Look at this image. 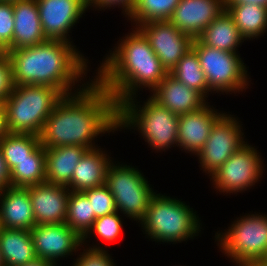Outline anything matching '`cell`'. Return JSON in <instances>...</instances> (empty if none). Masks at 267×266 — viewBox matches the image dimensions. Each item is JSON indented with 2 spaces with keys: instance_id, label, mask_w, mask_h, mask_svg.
Listing matches in <instances>:
<instances>
[{
  "instance_id": "cell-1",
  "label": "cell",
  "mask_w": 267,
  "mask_h": 266,
  "mask_svg": "<svg viewBox=\"0 0 267 266\" xmlns=\"http://www.w3.org/2000/svg\"><path fill=\"white\" fill-rule=\"evenodd\" d=\"M117 126L114 97L93 78L58 102L46 119L40 141L44 148L75 145L89 150L100 147L95 144L98 136L118 131Z\"/></svg>"
},
{
  "instance_id": "cell-2",
  "label": "cell",
  "mask_w": 267,
  "mask_h": 266,
  "mask_svg": "<svg viewBox=\"0 0 267 266\" xmlns=\"http://www.w3.org/2000/svg\"><path fill=\"white\" fill-rule=\"evenodd\" d=\"M3 53L12 64L15 86L46 85L69 95L82 90L91 81L86 75L90 71L89 59L74 43L47 39L35 46L5 50ZM87 77L89 81L85 82Z\"/></svg>"
},
{
  "instance_id": "cell-3",
  "label": "cell",
  "mask_w": 267,
  "mask_h": 266,
  "mask_svg": "<svg viewBox=\"0 0 267 266\" xmlns=\"http://www.w3.org/2000/svg\"><path fill=\"white\" fill-rule=\"evenodd\" d=\"M131 29L104 56L93 76L113 95L117 106L143 89L151 92L168 74L144 34Z\"/></svg>"
},
{
  "instance_id": "cell-4",
  "label": "cell",
  "mask_w": 267,
  "mask_h": 266,
  "mask_svg": "<svg viewBox=\"0 0 267 266\" xmlns=\"http://www.w3.org/2000/svg\"><path fill=\"white\" fill-rule=\"evenodd\" d=\"M137 97L138 95L128 98L118 105V131H138L155 152L178 147L179 116L160 105L151 96L143 102ZM141 102L143 104H140Z\"/></svg>"
},
{
  "instance_id": "cell-5",
  "label": "cell",
  "mask_w": 267,
  "mask_h": 266,
  "mask_svg": "<svg viewBox=\"0 0 267 266\" xmlns=\"http://www.w3.org/2000/svg\"><path fill=\"white\" fill-rule=\"evenodd\" d=\"M193 210L186 202L156 191L139 226L146 238L155 242L182 243L199 236L203 229Z\"/></svg>"
},
{
  "instance_id": "cell-6",
  "label": "cell",
  "mask_w": 267,
  "mask_h": 266,
  "mask_svg": "<svg viewBox=\"0 0 267 266\" xmlns=\"http://www.w3.org/2000/svg\"><path fill=\"white\" fill-rule=\"evenodd\" d=\"M64 94L46 85L14 86L3 102L9 133L40 136L46 119Z\"/></svg>"
},
{
  "instance_id": "cell-7",
  "label": "cell",
  "mask_w": 267,
  "mask_h": 266,
  "mask_svg": "<svg viewBox=\"0 0 267 266\" xmlns=\"http://www.w3.org/2000/svg\"><path fill=\"white\" fill-rule=\"evenodd\" d=\"M214 237L216 246L236 266L266 264L267 215L255 212L236 217L227 230L217 231Z\"/></svg>"
},
{
  "instance_id": "cell-8",
  "label": "cell",
  "mask_w": 267,
  "mask_h": 266,
  "mask_svg": "<svg viewBox=\"0 0 267 266\" xmlns=\"http://www.w3.org/2000/svg\"><path fill=\"white\" fill-rule=\"evenodd\" d=\"M105 185L116 201L118 212L137 223L144 218L156 193L141 170L114 160L108 166Z\"/></svg>"
},
{
  "instance_id": "cell-9",
  "label": "cell",
  "mask_w": 267,
  "mask_h": 266,
  "mask_svg": "<svg viewBox=\"0 0 267 266\" xmlns=\"http://www.w3.org/2000/svg\"><path fill=\"white\" fill-rule=\"evenodd\" d=\"M191 48L197 53L208 88L213 93L240 94L249 88L251 79L239 53L205 46L197 38L193 39Z\"/></svg>"
},
{
  "instance_id": "cell-10",
  "label": "cell",
  "mask_w": 267,
  "mask_h": 266,
  "mask_svg": "<svg viewBox=\"0 0 267 266\" xmlns=\"http://www.w3.org/2000/svg\"><path fill=\"white\" fill-rule=\"evenodd\" d=\"M252 146L247 141L209 177L216 191L227 195L243 193L260 181L265 171L264 160Z\"/></svg>"
},
{
  "instance_id": "cell-11",
  "label": "cell",
  "mask_w": 267,
  "mask_h": 266,
  "mask_svg": "<svg viewBox=\"0 0 267 266\" xmlns=\"http://www.w3.org/2000/svg\"><path fill=\"white\" fill-rule=\"evenodd\" d=\"M236 115L224 113L212 126L207 142L196 154L202 173L209 177L247 141ZM238 118V119H237ZM239 120V121H238ZM246 141V142H245Z\"/></svg>"
},
{
  "instance_id": "cell-12",
  "label": "cell",
  "mask_w": 267,
  "mask_h": 266,
  "mask_svg": "<svg viewBox=\"0 0 267 266\" xmlns=\"http://www.w3.org/2000/svg\"><path fill=\"white\" fill-rule=\"evenodd\" d=\"M168 73L192 47L193 38L183 33L169 20L151 21L137 27Z\"/></svg>"
},
{
  "instance_id": "cell-13",
  "label": "cell",
  "mask_w": 267,
  "mask_h": 266,
  "mask_svg": "<svg viewBox=\"0 0 267 266\" xmlns=\"http://www.w3.org/2000/svg\"><path fill=\"white\" fill-rule=\"evenodd\" d=\"M47 39L73 43L68 33L90 9L87 0H36Z\"/></svg>"
},
{
  "instance_id": "cell-14",
  "label": "cell",
  "mask_w": 267,
  "mask_h": 266,
  "mask_svg": "<svg viewBox=\"0 0 267 266\" xmlns=\"http://www.w3.org/2000/svg\"><path fill=\"white\" fill-rule=\"evenodd\" d=\"M30 233L37 258L55 266H59L60 259L79 253L84 246L83 238L66 223L35 225Z\"/></svg>"
},
{
  "instance_id": "cell-15",
  "label": "cell",
  "mask_w": 267,
  "mask_h": 266,
  "mask_svg": "<svg viewBox=\"0 0 267 266\" xmlns=\"http://www.w3.org/2000/svg\"><path fill=\"white\" fill-rule=\"evenodd\" d=\"M36 225L66 223L70 190L47 181L28 186Z\"/></svg>"
},
{
  "instance_id": "cell-16",
  "label": "cell",
  "mask_w": 267,
  "mask_h": 266,
  "mask_svg": "<svg viewBox=\"0 0 267 266\" xmlns=\"http://www.w3.org/2000/svg\"><path fill=\"white\" fill-rule=\"evenodd\" d=\"M208 102L201 109L179 115L178 119V149L196 155L204 144L214 123L225 113L219 112Z\"/></svg>"
},
{
  "instance_id": "cell-17",
  "label": "cell",
  "mask_w": 267,
  "mask_h": 266,
  "mask_svg": "<svg viewBox=\"0 0 267 266\" xmlns=\"http://www.w3.org/2000/svg\"><path fill=\"white\" fill-rule=\"evenodd\" d=\"M225 9V0H180L169 21L194 39Z\"/></svg>"
},
{
  "instance_id": "cell-18",
  "label": "cell",
  "mask_w": 267,
  "mask_h": 266,
  "mask_svg": "<svg viewBox=\"0 0 267 266\" xmlns=\"http://www.w3.org/2000/svg\"><path fill=\"white\" fill-rule=\"evenodd\" d=\"M150 93L156 102L178 116L197 111L208 103L198 91L184 85L170 73Z\"/></svg>"
},
{
  "instance_id": "cell-19",
  "label": "cell",
  "mask_w": 267,
  "mask_h": 266,
  "mask_svg": "<svg viewBox=\"0 0 267 266\" xmlns=\"http://www.w3.org/2000/svg\"><path fill=\"white\" fill-rule=\"evenodd\" d=\"M35 225L28 187L0 190V227L30 231Z\"/></svg>"
},
{
  "instance_id": "cell-20",
  "label": "cell",
  "mask_w": 267,
  "mask_h": 266,
  "mask_svg": "<svg viewBox=\"0 0 267 266\" xmlns=\"http://www.w3.org/2000/svg\"><path fill=\"white\" fill-rule=\"evenodd\" d=\"M14 11V32L12 44L6 50L35 46L45 42L36 0H16L12 2Z\"/></svg>"
},
{
  "instance_id": "cell-21",
  "label": "cell",
  "mask_w": 267,
  "mask_h": 266,
  "mask_svg": "<svg viewBox=\"0 0 267 266\" xmlns=\"http://www.w3.org/2000/svg\"><path fill=\"white\" fill-rule=\"evenodd\" d=\"M103 149L96 147L84 153L67 186L70 191L83 192L105 184L108 166L114 158Z\"/></svg>"
},
{
  "instance_id": "cell-22",
  "label": "cell",
  "mask_w": 267,
  "mask_h": 266,
  "mask_svg": "<svg viewBox=\"0 0 267 266\" xmlns=\"http://www.w3.org/2000/svg\"><path fill=\"white\" fill-rule=\"evenodd\" d=\"M87 150L85 147L75 145L45 148L46 181L67 187L76 165Z\"/></svg>"
},
{
  "instance_id": "cell-23",
  "label": "cell",
  "mask_w": 267,
  "mask_h": 266,
  "mask_svg": "<svg viewBox=\"0 0 267 266\" xmlns=\"http://www.w3.org/2000/svg\"><path fill=\"white\" fill-rule=\"evenodd\" d=\"M197 39L205 46L232 53H238V48L246 41L226 9L202 31Z\"/></svg>"
},
{
  "instance_id": "cell-24",
  "label": "cell",
  "mask_w": 267,
  "mask_h": 266,
  "mask_svg": "<svg viewBox=\"0 0 267 266\" xmlns=\"http://www.w3.org/2000/svg\"><path fill=\"white\" fill-rule=\"evenodd\" d=\"M0 253L4 266H21L37 258L29 230L1 227Z\"/></svg>"
},
{
  "instance_id": "cell-25",
  "label": "cell",
  "mask_w": 267,
  "mask_h": 266,
  "mask_svg": "<svg viewBox=\"0 0 267 266\" xmlns=\"http://www.w3.org/2000/svg\"><path fill=\"white\" fill-rule=\"evenodd\" d=\"M235 25L245 40L257 39L267 32V8L257 4H226Z\"/></svg>"
},
{
  "instance_id": "cell-26",
  "label": "cell",
  "mask_w": 267,
  "mask_h": 266,
  "mask_svg": "<svg viewBox=\"0 0 267 266\" xmlns=\"http://www.w3.org/2000/svg\"><path fill=\"white\" fill-rule=\"evenodd\" d=\"M10 180L12 187H28L46 181V154L42 144L30 158L19 162L10 171Z\"/></svg>"
},
{
  "instance_id": "cell-27",
  "label": "cell",
  "mask_w": 267,
  "mask_h": 266,
  "mask_svg": "<svg viewBox=\"0 0 267 266\" xmlns=\"http://www.w3.org/2000/svg\"><path fill=\"white\" fill-rule=\"evenodd\" d=\"M170 74L184 85L198 91L205 99H208L209 94L213 93L208 88L197 53L192 48L182 56Z\"/></svg>"
},
{
  "instance_id": "cell-28",
  "label": "cell",
  "mask_w": 267,
  "mask_h": 266,
  "mask_svg": "<svg viewBox=\"0 0 267 266\" xmlns=\"http://www.w3.org/2000/svg\"><path fill=\"white\" fill-rule=\"evenodd\" d=\"M41 145L40 136L32 134L8 133L0 140V150L11 171L19 162L30 158V155Z\"/></svg>"
},
{
  "instance_id": "cell-29",
  "label": "cell",
  "mask_w": 267,
  "mask_h": 266,
  "mask_svg": "<svg viewBox=\"0 0 267 266\" xmlns=\"http://www.w3.org/2000/svg\"><path fill=\"white\" fill-rule=\"evenodd\" d=\"M96 219L87 196L83 192L70 191L66 224L83 238L92 228Z\"/></svg>"
},
{
  "instance_id": "cell-30",
  "label": "cell",
  "mask_w": 267,
  "mask_h": 266,
  "mask_svg": "<svg viewBox=\"0 0 267 266\" xmlns=\"http://www.w3.org/2000/svg\"><path fill=\"white\" fill-rule=\"evenodd\" d=\"M180 0H136L128 20L137 28L151 22L169 20ZM135 25V26H134Z\"/></svg>"
},
{
  "instance_id": "cell-31",
  "label": "cell",
  "mask_w": 267,
  "mask_h": 266,
  "mask_svg": "<svg viewBox=\"0 0 267 266\" xmlns=\"http://www.w3.org/2000/svg\"><path fill=\"white\" fill-rule=\"evenodd\" d=\"M120 213L114 212L111 214H107L101 217H98L94 223L92 228L87 232V234L83 237V243H90L91 236H97V239H102V241L112 242L116 241L122 235L123 228V219Z\"/></svg>"
},
{
  "instance_id": "cell-32",
  "label": "cell",
  "mask_w": 267,
  "mask_h": 266,
  "mask_svg": "<svg viewBox=\"0 0 267 266\" xmlns=\"http://www.w3.org/2000/svg\"><path fill=\"white\" fill-rule=\"evenodd\" d=\"M83 193L89 199L96 218L118 211L116 201L105 184L87 189Z\"/></svg>"
},
{
  "instance_id": "cell-33",
  "label": "cell",
  "mask_w": 267,
  "mask_h": 266,
  "mask_svg": "<svg viewBox=\"0 0 267 266\" xmlns=\"http://www.w3.org/2000/svg\"><path fill=\"white\" fill-rule=\"evenodd\" d=\"M85 247L79 249L80 254L77 258H74L72 266H116L114 263V259L109 254V250L103 247L101 244L94 242L91 246L87 243H83ZM88 247H87V246Z\"/></svg>"
},
{
  "instance_id": "cell-34",
  "label": "cell",
  "mask_w": 267,
  "mask_h": 266,
  "mask_svg": "<svg viewBox=\"0 0 267 266\" xmlns=\"http://www.w3.org/2000/svg\"><path fill=\"white\" fill-rule=\"evenodd\" d=\"M14 24L12 2L0 1V53L12 44Z\"/></svg>"
},
{
  "instance_id": "cell-35",
  "label": "cell",
  "mask_w": 267,
  "mask_h": 266,
  "mask_svg": "<svg viewBox=\"0 0 267 266\" xmlns=\"http://www.w3.org/2000/svg\"><path fill=\"white\" fill-rule=\"evenodd\" d=\"M12 64L6 53H0V102H4L14 88Z\"/></svg>"
},
{
  "instance_id": "cell-36",
  "label": "cell",
  "mask_w": 267,
  "mask_h": 266,
  "mask_svg": "<svg viewBox=\"0 0 267 266\" xmlns=\"http://www.w3.org/2000/svg\"><path fill=\"white\" fill-rule=\"evenodd\" d=\"M136 0H87L88 7L91 8L93 7V11L95 9L99 11H105V9H111V7H118L120 8L125 15V17H129L130 14L133 11V8L135 6Z\"/></svg>"
},
{
  "instance_id": "cell-37",
  "label": "cell",
  "mask_w": 267,
  "mask_h": 266,
  "mask_svg": "<svg viewBox=\"0 0 267 266\" xmlns=\"http://www.w3.org/2000/svg\"><path fill=\"white\" fill-rule=\"evenodd\" d=\"M11 186L10 171L0 150V190Z\"/></svg>"
},
{
  "instance_id": "cell-38",
  "label": "cell",
  "mask_w": 267,
  "mask_h": 266,
  "mask_svg": "<svg viewBox=\"0 0 267 266\" xmlns=\"http://www.w3.org/2000/svg\"><path fill=\"white\" fill-rule=\"evenodd\" d=\"M4 103L0 102V140L8 134Z\"/></svg>"
},
{
  "instance_id": "cell-39",
  "label": "cell",
  "mask_w": 267,
  "mask_h": 266,
  "mask_svg": "<svg viewBox=\"0 0 267 266\" xmlns=\"http://www.w3.org/2000/svg\"><path fill=\"white\" fill-rule=\"evenodd\" d=\"M226 4H257L267 8V0H225Z\"/></svg>"
},
{
  "instance_id": "cell-40",
  "label": "cell",
  "mask_w": 267,
  "mask_h": 266,
  "mask_svg": "<svg viewBox=\"0 0 267 266\" xmlns=\"http://www.w3.org/2000/svg\"><path fill=\"white\" fill-rule=\"evenodd\" d=\"M21 266H55L53 263L40 259V258H36L33 261L28 262L27 264L21 265Z\"/></svg>"
},
{
  "instance_id": "cell-41",
  "label": "cell",
  "mask_w": 267,
  "mask_h": 266,
  "mask_svg": "<svg viewBox=\"0 0 267 266\" xmlns=\"http://www.w3.org/2000/svg\"><path fill=\"white\" fill-rule=\"evenodd\" d=\"M237 266H267V264H263V263H260V262H257V263H242V264H239Z\"/></svg>"
},
{
  "instance_id": "cell-42",
  "label": "cell",
  "mask_w": 267,
  "mask_h": 266,
  "mask_svg": "<svg viewBox=\"0 0 267 266\" xmlns=\"http://www.w3.org/2000/svg\"><path fill=\"white\" fill-rule=\"evenodd\" d=\"M0 266H4L3 260L1 258V253H0Z\"/></svg>"
},
{
  "instance_id": "cell-43",
  "label": "cell",
  "mask_w": 267,
  "mask_h": 266,
  "mask_svg": "<svg viewBox=\"0 0 267 266\" xmlns=\"http://www.w3.org/2000/svg\"><path fill=\"white\" fill-rule=\"evenodd\" d=\"M0 1H10V2H13V1H16V0H0Z\"/></svg>"
},
{
  "instance_id": "cell-44",
  "label": "cell",
  "mask_w": 267,
  "mask_h": 266,
  "mask_svg": "<svg viewBox=\"0 0 267 266\" xmlns=\"http://www.w3.org/2000/svg\"><path fill=\"white\" fill-rule=\"evenodd\" d=\"M266 264H267V247H266Z\"/></svg>"
}]
</instances>
